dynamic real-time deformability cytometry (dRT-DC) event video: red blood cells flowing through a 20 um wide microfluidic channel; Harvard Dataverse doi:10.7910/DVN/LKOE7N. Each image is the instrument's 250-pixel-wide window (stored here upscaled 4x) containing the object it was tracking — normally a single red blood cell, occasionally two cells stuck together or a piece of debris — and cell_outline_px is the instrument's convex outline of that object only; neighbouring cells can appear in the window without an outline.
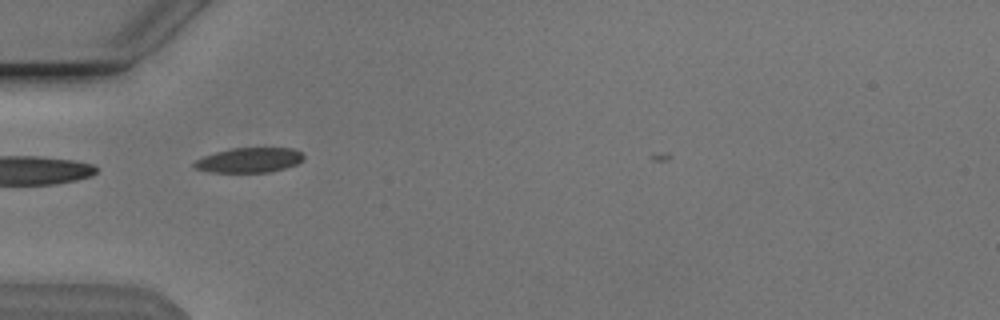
{"species": "Egyptian fruit bat (a non-hibernating species)", "species_latin": "Rousettus aegyptiacus", "temperature_condition": "cold", "stored_images_in_passage": 36, "camera_frame_rate_fps": 3000, "um_per_image_px": 0.085, "animal": {"sex": "male"}, "frame": {"image": 1, "passage_image": 3, "time_ms": 0.667, "image_size_px": [1000, 320], "cell_outline_px": [[304, 160], [296, 164], [284, 168], [268, 172], [212, 172], [196, 168], [192, 164], [196, 160], [204, 156], [216, 152], [232, 148], [292, 148], [300, 152], [304, 156]], "centroid_in_image_um": [21.2, 13.6], "position_along_channel_um": 63.8, "area_um2": 15.66}}
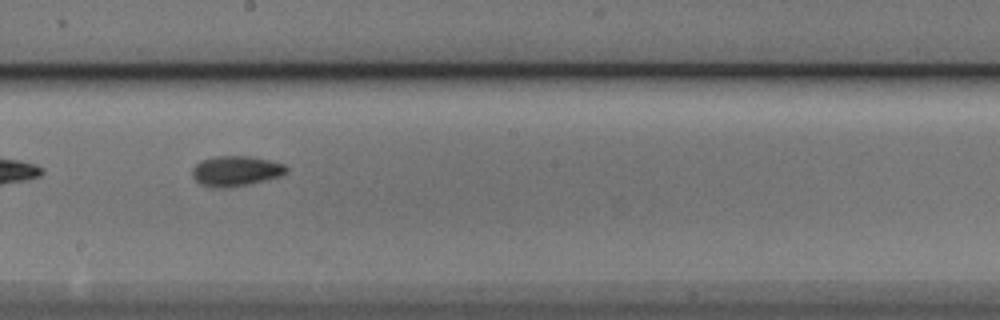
{"frame": {"image": 2, "passage_image": 16, "time_ms": 5.0, "image_size_px": [1000, 320], "cell_outline_px": [[288, 172], [280, 176], [248, 184], [228, 188], [216, 188], [200, 184], [192, 176], [192, 168], [196, 164], [204, 160], [220, 156], [248, 156], [268, 160], [284, 164], [288, 168]], "centroid_in_image_um": [20.05, 14.54], "position_along_channel_um": 228.1, "area_um2": 16.42}}
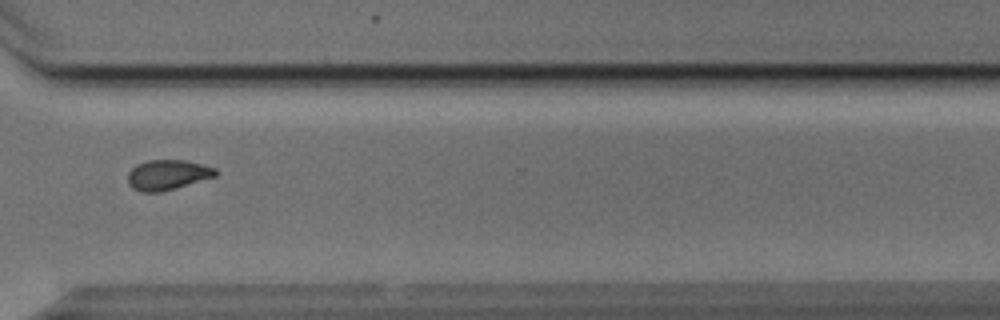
{"frame": {"image": 3, "passage_image": 26, "time_ms": 8.333, "image_size_px": [1000, 320], "cell_outline_px": [[216, 176], [176, 188], [160, 192], [140, 192], [132, 188], [128, 184], [128, 172], [136, 164], [148, 160], [184, 160], [216, 168]], "centroid_in_image_um": [14.2, 14.87], "position_along_channel_um": 356.4, "area_um2": 15.37}, "authors_computed_cell_mechanics": {"area_um2": 15.5771, "velocity_mm_per_s": 3.8409, "shape_relaxation_time_tau1_ms": 2.7096, "shape_relaxation_time_tau2_ms": 3.5201, "deformation_change_tau1": 0.1014, "deformation_change_tau2": 0.0755}}